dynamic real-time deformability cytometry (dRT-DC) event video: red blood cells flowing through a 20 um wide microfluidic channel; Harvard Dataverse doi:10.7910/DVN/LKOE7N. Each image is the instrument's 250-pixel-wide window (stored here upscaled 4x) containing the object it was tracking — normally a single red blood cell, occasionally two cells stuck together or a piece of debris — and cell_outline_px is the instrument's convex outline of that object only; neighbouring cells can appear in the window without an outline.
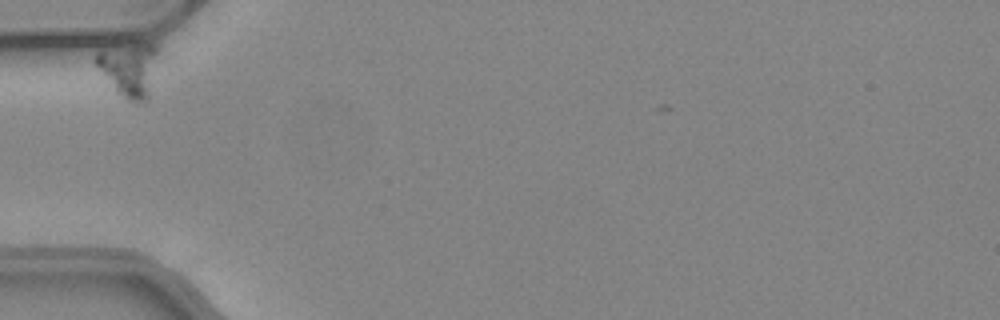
{"species": "common noctule bat (a hibernating species)", "species_latin": "Nyctalus noctula", "temperature_condition": "warm", "stored_images_in_passage": 13, "camera_frame_rate_fps": 3000, "um_per_image_px": 0.085, "animal": {"sex": "female", "body_mass_g": 24.6, "forearm_length_mm": 56.2}, "frame": {"image": 1, "passage_image": 1, "time_ms": 0.0, "image_size_px": [1000, 320], "cell_outline_px": [[156, 52], [148, 100], [140, 104], [128, 100], [116, 92], [92, 60], [96, 52], [100, 48], [132, 40], [136, 40], [156, 44]], "centroid_in_image_um": [10.9, 5.8], "position_along_channel_um": 74.1, "area_um2": 20.17}}
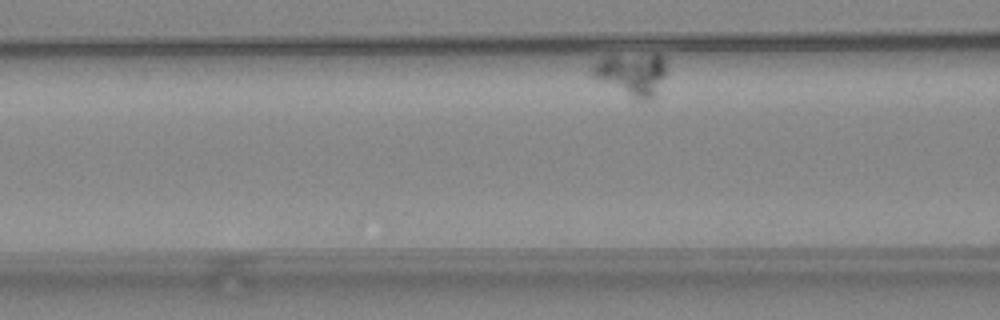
{"frame": {"image": 2, "passage_image": 6, "time_ms": 1.667, "image_size_px": [1000, 320], "cell_outline_px": [[668, 72], [652, 100], [636, 100], [592, 76], [588, 72], [592, 64], [604, 56], [652, 52], [660, 52], [664, 60]], "centroid_in_image_um": [53.73, 6.25], "position_along_channel_um": 112.9, "area_um2": 19.19}}
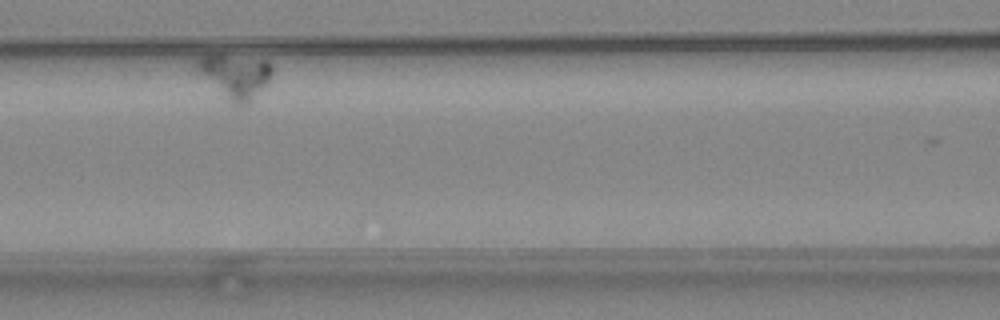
{"frame": {"image": 3, "passage_image": 10, "time_ms": 3.0, "image_size_px": [1000, 320], "cell_outline_px": [[272, 72], [268, 84], [248, 104], [232, 104], [224, 100], [192, 64], [200, 56], [216, 52], [268, 60], [272, 64]], "centroid_in_image_um": [19.96, 6.43], "position_along_channel_um": 146.6, "area_um2": 20.17}}